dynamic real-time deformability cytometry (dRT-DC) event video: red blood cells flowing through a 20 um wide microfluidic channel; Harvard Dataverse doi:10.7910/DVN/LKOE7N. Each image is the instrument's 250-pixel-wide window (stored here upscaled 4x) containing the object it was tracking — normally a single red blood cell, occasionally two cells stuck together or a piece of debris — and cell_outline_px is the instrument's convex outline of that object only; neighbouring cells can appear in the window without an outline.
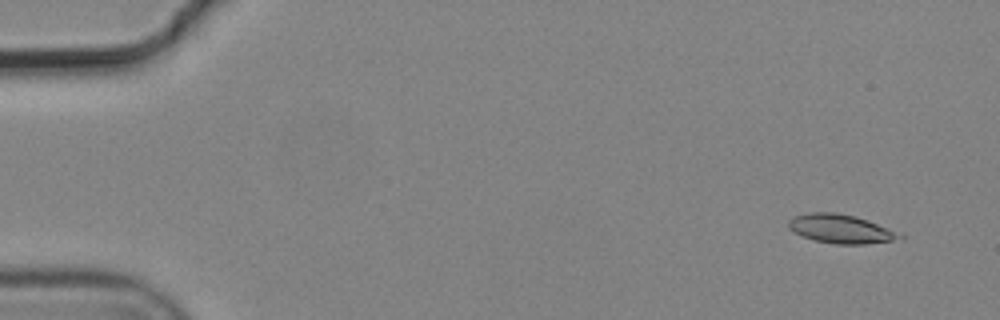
{"species": "common noctule bat (a hibernating species)", "species_latin": "Nyctalus noctula", "temperature_condition": "cold", "stored_images_in_passage": 4, "camera_frame_rate_fps": 3000, "um_per_image_px": 0.085, "animal": {"sex": "male", "body_mass_g": 19.2, "forearm_length_mm": 51.8}, "frame": {"image": 1, "passage_image": 1, "time_ms": 0.0, "image_size_px": [1000, 320], "cell_outline_px": [[904, 236], [892, 240], [864, 244], [836, 244], [816, 240], [804, 236], [788, 228], [788, 220], [792, 216], [808, 212], [832, 212], [852, 216], [868, 220], [904, 232]], "centroid_in_image_um": [71.5, 19.44], "position_along_channel_um": 13.5, "area_um2": 18.67}}
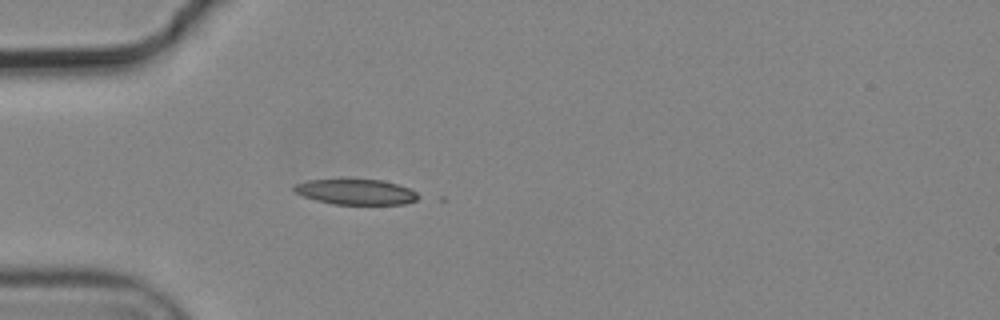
{"frame": {"image": 2, "passage_image": 4, "time_ms": 1.0, "image_size_px": [1000, 320], "cell_outline_px": [[424, 196], [416, 200], [404, 204], [332, 204], [316, 200], [304, 196], [296, 192], [292, 188], [296, 184], [308, 180], [384, 180], [408, 188]], "centroid_in_image_um": [30.3, 16.32], "position_along_channel_um": 54.7, "area_um2": 18.21}}